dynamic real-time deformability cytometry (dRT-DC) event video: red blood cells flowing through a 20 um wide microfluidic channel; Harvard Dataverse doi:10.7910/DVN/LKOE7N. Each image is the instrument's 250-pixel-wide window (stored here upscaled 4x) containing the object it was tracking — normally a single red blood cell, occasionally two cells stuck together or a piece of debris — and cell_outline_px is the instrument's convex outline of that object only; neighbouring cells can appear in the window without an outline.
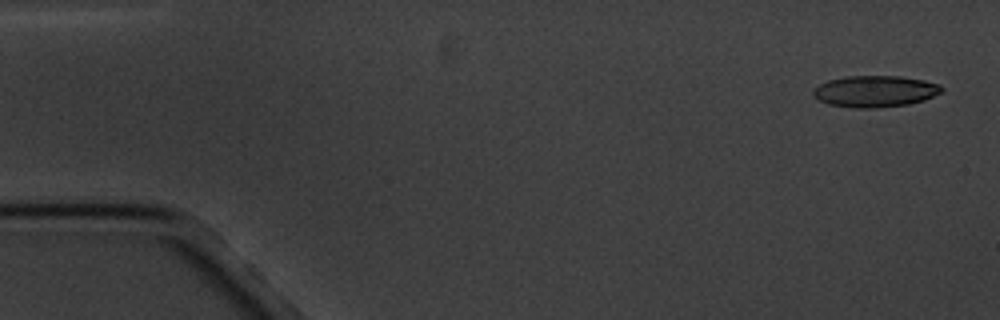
{"species": "common noctule bat (a hibernating species)", "species_latin": "Nyctalus noctula", "temperature_condition": "cold", "stored_images_in_passage": 4, "camera_frame_rate_fps": 3000, "um_per_image_px": 0.085, "animal": {"sex": "male", "body_mass_g": 20.1, "forearm_length_mm": 53.5}, "frame": {"image": 1, "passage_image": 1, "time_ms": 0.0, "image_size_px": [1000, 320], "cell_outline_px": [[944, 92], [924, 100], [908, 104], [872, 108], [856, 108], [828, 104], [812, 96], [812, 92], [820, 84], [828, 80], [844, 76], [900, 76], [924, 80], [940, 84], [944, 88]], "centroid_in_image_um": [74.41, 7.75], "position_along_channel_um": 10.6, "area_um2": 23.64}}
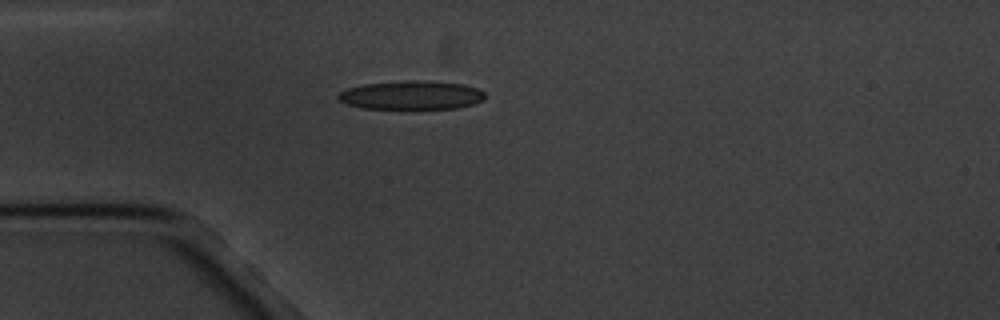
{"frame": {"image": 2, "passage_image": 4, "time_ms": 4.333, "image_size_px": [1000, 320], "cell_outline_px": [[484, 100], [472, 104], [456, 108], [412, 112], [360, 108], [336, 100], [336, 96], [340, 92], [348, 88], [364, 84], [408, 80], [420, 80], [464, 84], [476, 88], [484, 92]], "centroid_in_image_um": [34.93, 8.15], "position_along_channel_um": 50.1, "area_um2": 25.84}}